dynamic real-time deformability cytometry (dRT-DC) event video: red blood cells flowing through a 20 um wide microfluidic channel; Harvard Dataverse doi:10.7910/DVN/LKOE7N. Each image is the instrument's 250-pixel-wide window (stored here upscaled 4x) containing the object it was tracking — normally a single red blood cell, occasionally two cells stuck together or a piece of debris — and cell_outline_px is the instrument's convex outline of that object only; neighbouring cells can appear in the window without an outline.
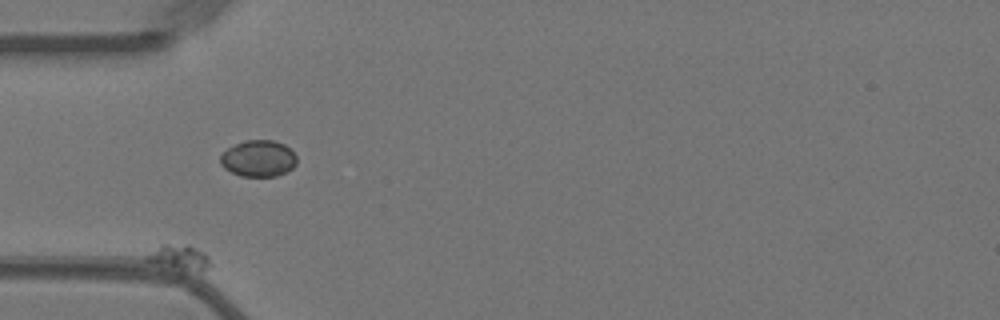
{"species": "Egyptian fruit bat (a non-hibernating species)", "species_latin": "Rousettus aegyptiacus", "temperature_condition": "warm", "stored_images_in_passage": 48, "camera_frame_rate_fps": 3000, "um_per_image_px": 0.085, "animal": {"sex": "female"}, "frame": {"image": 1, "passage_image": 1, "time_ms": 0.0, "image_size_px": [1000, 320], "cell_outline_px": [[212, 264], [200, 272], [180, 276], [144, 260], [144, 256], [160, 244], [188, 244], [204, 252], [208, 256]], "centroid_in_image_um": [15.2, 22.0], "position_along_channel_um": 69.8, "area_um2": 10.75}}
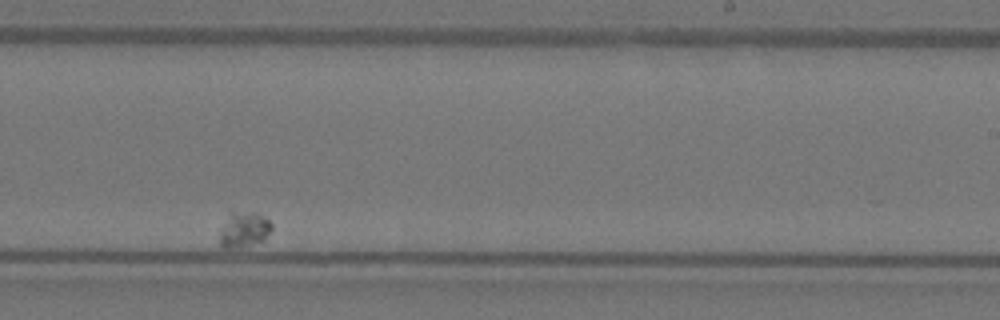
{"frame": {"image": 2, "passage_image": 34, "time_ms": 11.0, "image_size_px": [1000, 320], "cell_outline_px": [[272, 228], [264, 240], [240, 248], [220, 248], [220, 228], [228, 212], [232, 208], [260, 212], [272, 224]], "centroid_in_image_um": [20.7, 19.44], "position_along_channel_um": 268.3, "area_um2": 11.5}}
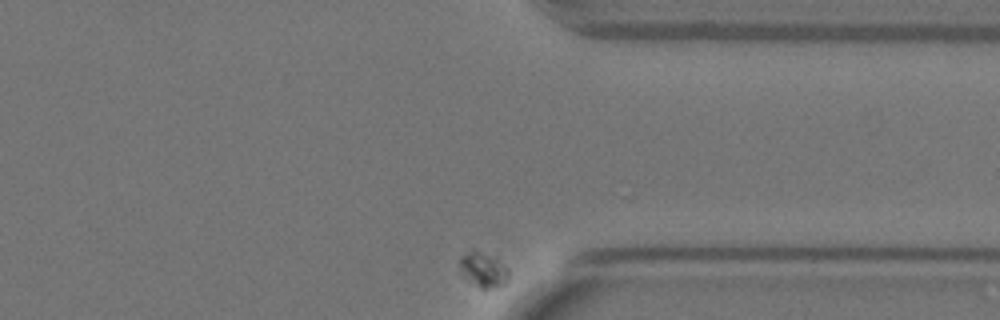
{"frame": {"image": 3, "passage_image": 48, "time_ms": 15.667, "image_size_px": [1000, 320], "cell_outline_px": [[508, 280], [500, 288], [480, 288], [460, 276], [460, 256], [472, 252], [500, 252], [508, 268]], "centroid_in_image_um": [41.17, 22.9], "position_along_channel_um": 370.2, "area_um2": 10.75}}